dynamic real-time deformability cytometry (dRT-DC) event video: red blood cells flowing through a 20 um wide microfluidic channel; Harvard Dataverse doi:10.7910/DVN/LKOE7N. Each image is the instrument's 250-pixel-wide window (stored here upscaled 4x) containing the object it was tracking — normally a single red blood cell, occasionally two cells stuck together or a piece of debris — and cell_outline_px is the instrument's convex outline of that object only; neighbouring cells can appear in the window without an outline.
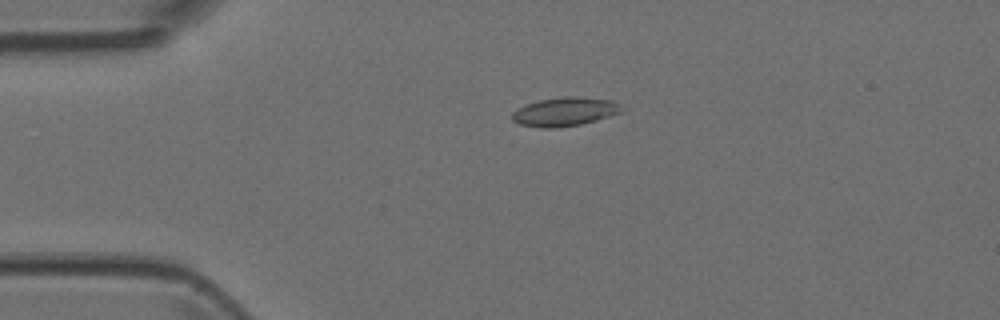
{"species": "Egyptian fruit bat (a non-hibernating species)", "species_latin": "Rousettus aegyptiacus", "temperature_condition": "room temperature", "stored_images_in_passage": 3, "camera_frame_rate_fps": 3000, "um_per_image_px": 0.085, "animal": {"sex": "female"}, "frame": {"image": 1, "passage_image": 2, "time_ms": 0.333, "image_size_px": [1000, 320], "cell_outline_px": [[628, 108], [624, 112], [596, 120], [580, 124], [556, 128], [540, 128], [520, 124], [512, 120], [512, 112], [528, 104], [540, 100], [564, 96], [576, 96], [612, 100]], "centroid_in_image_um": [48.09, 9.49], "position_along_channel_um": 36.9, "area_um2": 18.5}}